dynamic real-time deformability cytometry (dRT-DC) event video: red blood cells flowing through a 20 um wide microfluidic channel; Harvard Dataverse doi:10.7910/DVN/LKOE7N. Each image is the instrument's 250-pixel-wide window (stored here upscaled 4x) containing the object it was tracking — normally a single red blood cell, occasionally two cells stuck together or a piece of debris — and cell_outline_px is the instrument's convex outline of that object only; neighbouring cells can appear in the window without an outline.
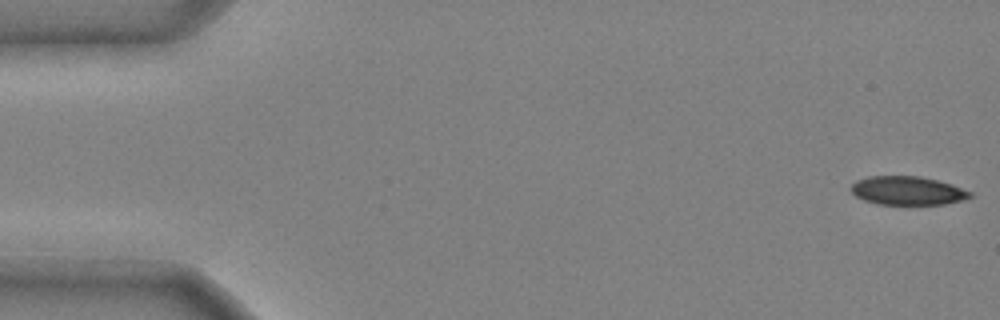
{"species": "common noctule bat (a hibernating species)", "species_latin": "Nyctalus noctula", "temperature_condition": "cold", "stored_images_in_passage": 45, "camera_frame_rate_fps": 3000, "um_per_image_px": 0.085, "animal": {"sex": "male", "body_mass_g": 20.4}, "frame": {"image": 1, "passage_image": 1, "time_ms": 0.0, "image_size_px": [1000, 320], "cell_outline_px": [[972, 196], [964, 200], [944, 204], [876, 204], [864, 200], [856, 196], [848, 188], [856, 180], [868, 176], [920, 176], [952, 184], [972, 192]], "centroid_in_image_um": [77.12, 16.2], "position_along_channel_um": 7.9, "area_um2": 19.94}}
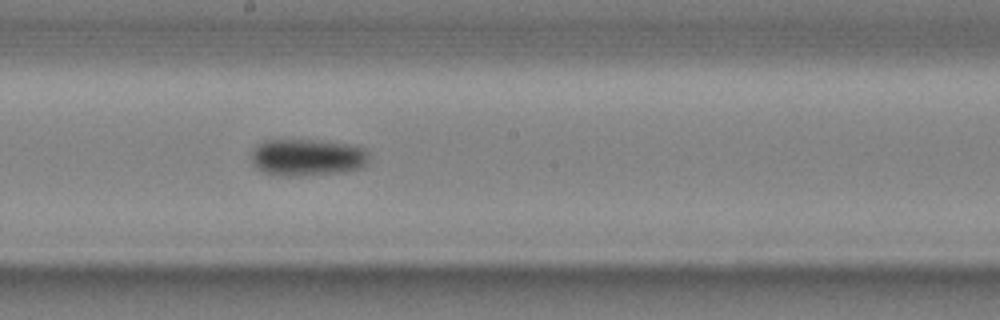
{"frame": {"image": 2, "passage_image": 27, "time_ms": 8.667, "image_size_px": [1000, 320], "cell_outline_px": [[368, 160], [360, 168], [344, 172], [304, 176], [280, 176], [264, 172], [256, 168], [252, 164], [252, 148], [256, 144], [264, 140], [316, 140], [348, 144], [364, 148], [368, 152]], "centroid_in_image_um": [26.08, 13.38], "position_along_channel_um": 222.1, "area_um2": 25.61}}
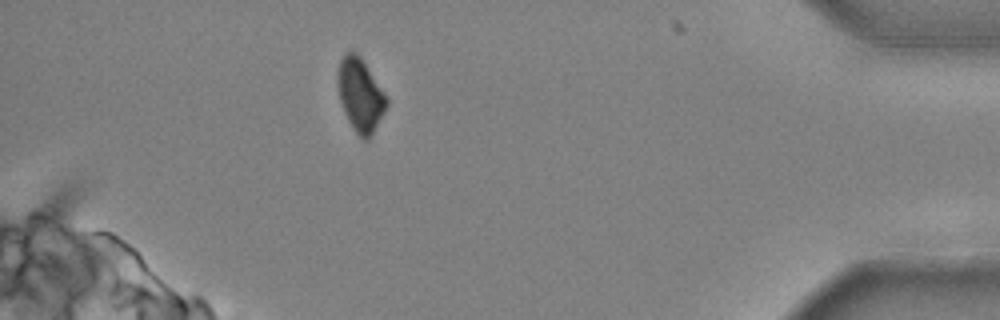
{"frame": {"image": 3, "passage_image": 44, "time_ms": 14.333, "image_size_px": [1000, 320], "cell_outline_px": [[388, 104], [384, 112], [368, 140], [364, 140], [352, 128], [344, 112], [340, 100], [336, 84], [336, 76], [340, 60], [348, 52], [356, 52], [360, 56], [384, 92], [388, 100]], "centroid_in_image_um": [30.6, 8.07], "position_along_channel_um": 404.6, "area_um2": 20.63}}